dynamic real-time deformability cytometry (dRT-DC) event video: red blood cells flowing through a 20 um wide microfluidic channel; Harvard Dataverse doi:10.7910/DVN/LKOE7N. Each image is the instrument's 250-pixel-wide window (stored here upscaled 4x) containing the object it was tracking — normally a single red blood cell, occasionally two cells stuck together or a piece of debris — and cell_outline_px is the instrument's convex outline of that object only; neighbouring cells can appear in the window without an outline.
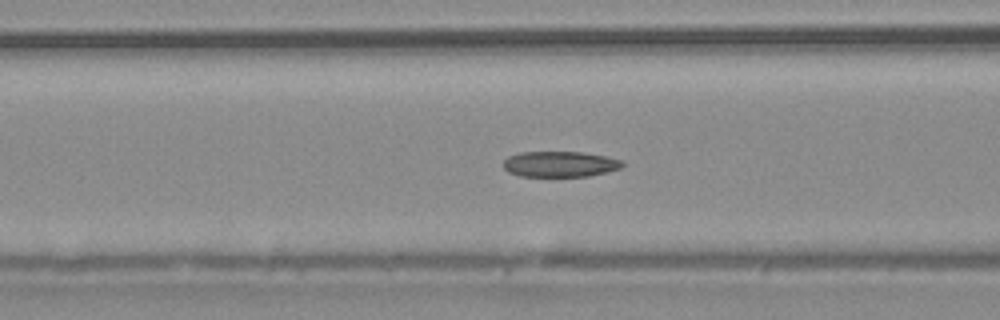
{"species": "common noctule bat (a hibernating species)", "species_latin": "Nyctalus noctula", "temperature_condition": "warm", "stored_images_in_passage": 51, "camera_frame_rate_fps": 3000, "um_per_image_px": 0.085, "animal": {"sex": "male", "body_mass_g": 20.4}, "frame": {"image": 1, "passage_image": 20, "time_ms": 6.333, "image_size_px": [1000, 320], "cell_outline_px": [[624, 164], [620, 168], [588, 176], [520, 176], [508, 172], [504, 168], [504, 160], [508, 156], [520, 152], [584, 152], [624, 160]], "centroid_in_image_um": [47.58, 13.94], "position_along_channel_um": 119.0, "area_um2": 17.74}}
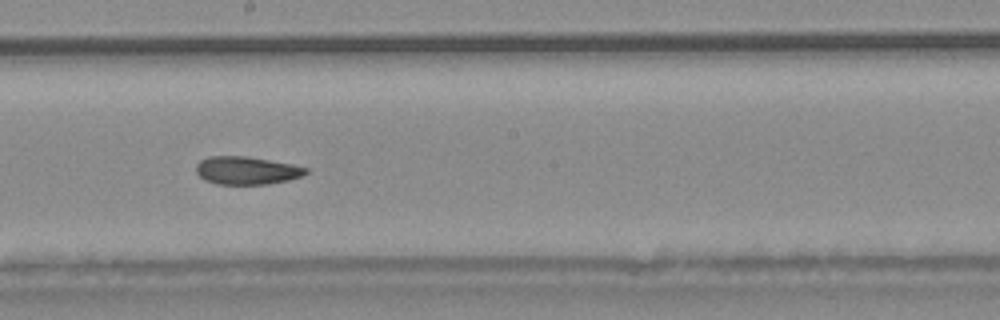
{"frame": {"image": 2, "passage_image": 28, "time_ms": 9.0, "image_size_px": [1000, 320], "cell_outline_px": [[308, 172], [300, 176], [288, 180], [268, 184], [216, 184], [204, 180], [196, 172], [196, 164], [200, 160], [208, 156], [244, 156], [292, 164], [308, 168]], "centroid_in_image_um": [20.93, 14.49], "position_along_channel_um": 227.3, "area_um2": 17.8}}
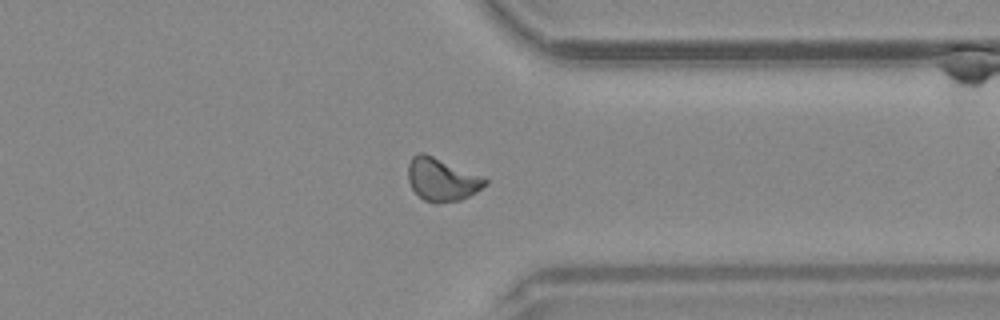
{"frame": {"image": 3, "passage_image": 39, "time_ms": 12.667, "image_size_px": [1000, 320], "cell_outline_px": [[488, 184], [476, 192], [460, 200], [436, 204], [424, 200], [412, 188], [408, 180], [408, 164], [412, 156], [420, 152], [424, 152], [484, 176], [488, 180]], "centroid_in_image_um": [37.58, 15.25], "position_along_channel_um": 373.8, "area_um2": 19.48}, "authors_computed_cell_mechanics": {"area_um2": 18.9584, "velocity_mm_per_s": 4.0632, "shape_relaxation_time_tau1_ms": null, "shape_relaxation_time_tau2_ms": 3.8825, "deformation_change_tau1": null, "deformation_change_tau2": 0.0975}}